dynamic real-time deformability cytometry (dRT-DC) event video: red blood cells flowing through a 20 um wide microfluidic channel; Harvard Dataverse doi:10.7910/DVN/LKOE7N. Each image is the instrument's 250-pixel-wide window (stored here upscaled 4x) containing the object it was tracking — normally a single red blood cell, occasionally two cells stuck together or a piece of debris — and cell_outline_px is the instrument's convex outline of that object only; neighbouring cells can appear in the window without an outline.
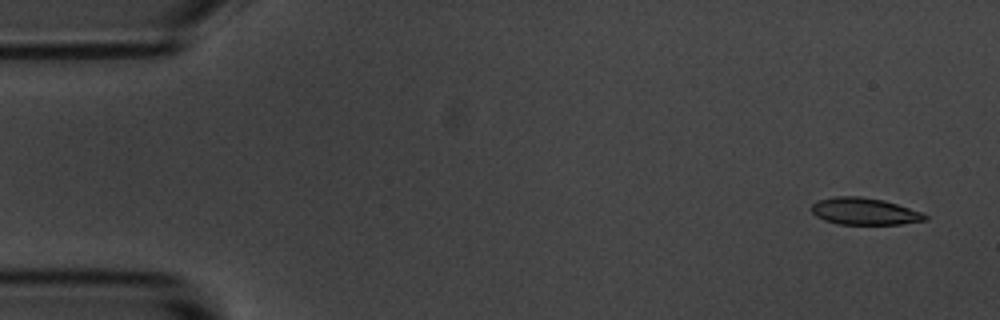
{"species": "common noctule bat (a hibernating species)", "species_latin": "Nyctalus noctula", "temperature_condition": "room temperature", "stored_images_in_passage": 4, "camera_frame_rate_fps": 3000, "um_per_image_px": 0.085, "animal": {"sex": "male", "body_mass_g": 20.1, "forearm_length_mm": 53.5}, "frame": {"image": 1, "passage_image": 1, "time_ms": 0.0, "image_size_px": [1000, 320], "cell_outline_px": [[928, 216], [924, 220], [900, 224], [840, 224], [824, 220], [816, 216], [812, 212], [812, 204], [820, 200], [832, 196], [860, 196], [884, 200], [920, 212]], "centroid_in_image_um": [73.43, 17.96], "position_along_channel_um": 11.6, "area_um2": 17.57}}
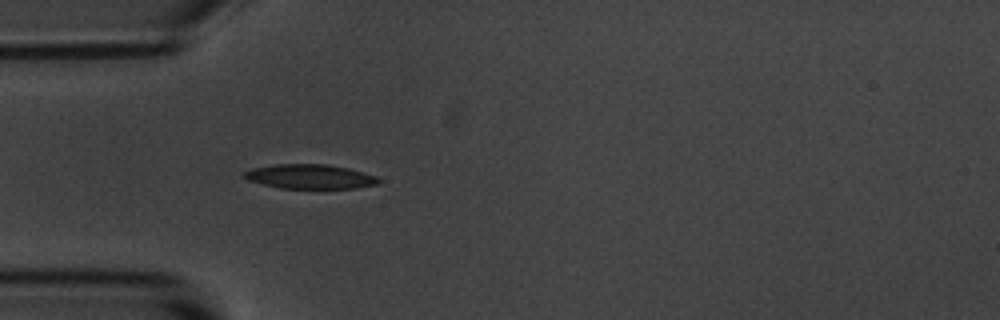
{"frame": {"image": 2, "passage_image": 4, "time_ms": 4.333, "image_size_px": [1000, 320], "cell_outline_px": [[380, 184], [356, 188], [280, 188], [248, 180], [244, 176], [244, 172], [252, 168], [276, 164], [328, 164], [348, 168], [376, 176], [380, 180]], "centroid_in_image_um": [26.38, 15.0], "position_along_channel_um": 58.6, "area_um2": 19.02}}